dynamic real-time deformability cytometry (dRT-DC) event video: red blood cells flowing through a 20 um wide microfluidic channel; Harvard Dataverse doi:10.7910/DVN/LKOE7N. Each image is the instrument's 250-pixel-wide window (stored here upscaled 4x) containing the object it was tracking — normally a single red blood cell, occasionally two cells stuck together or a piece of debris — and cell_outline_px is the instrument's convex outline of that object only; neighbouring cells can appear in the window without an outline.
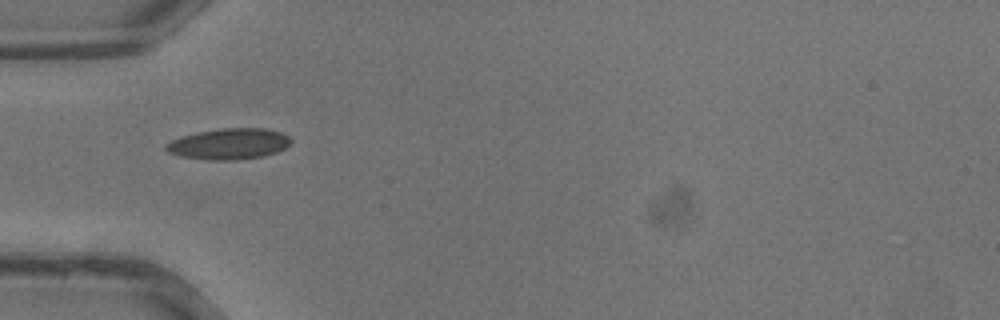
{"species": "common noctule bat (a hibernating species)", "species_latin": "Nyctalus noctula", "temperature_condition": "warm", "stored_images_in_passage": 22, "camera_frame_rate_fps": 3000, "um_per_image_px": 0.085, "animal": {"sex": "male", "body_mass_g": 13.3}, "frame": {"image": 1, "passage_image": 1, "time_ms": 0.0, "image_size_px": [1000, 320], "cell_outline_px": [[292, 144], [276, 152], [264, 156], [236, 160], [208, 160], [180, 156], [168, 152], [164, 148], [164, 144], [172, 140], [196, 132], [220, 128], [264, 128], [280, 132], [288, 136], [292, 140]], "centroid_in_image_um": [19.47, 12.23], "position_along_channel_um": 65.5, "area_um2": 22.66}}
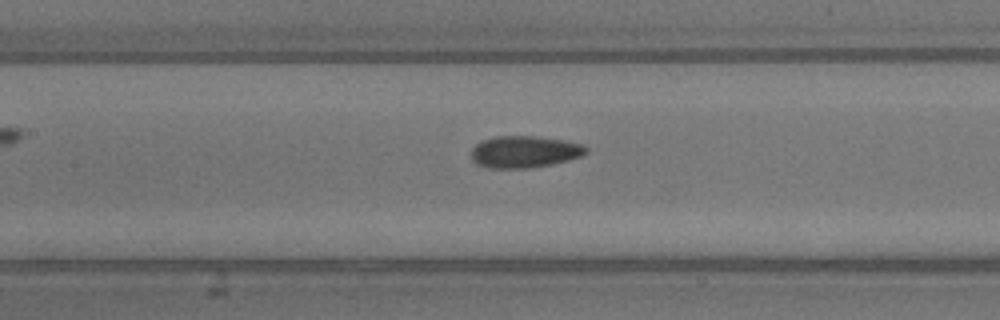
{"frame": {"image": 2, "passage_image": 6, "time_ms": 1.667, "image_size_px": [1000, 320], "cell_outline_px": [[588, 152], [580, 156], [568, 160], [552, 164], [528, 168], [488, 168], [476, 164], [472, 160], [472, 148], [480, 140], [496, 136], [532, 136], [560, 140], [580, 144], [588, 148]], "centroid_in_image_um": [44.53, 12.91], "position_along_channel_um": 162.9, "area_um2": 21.21}}
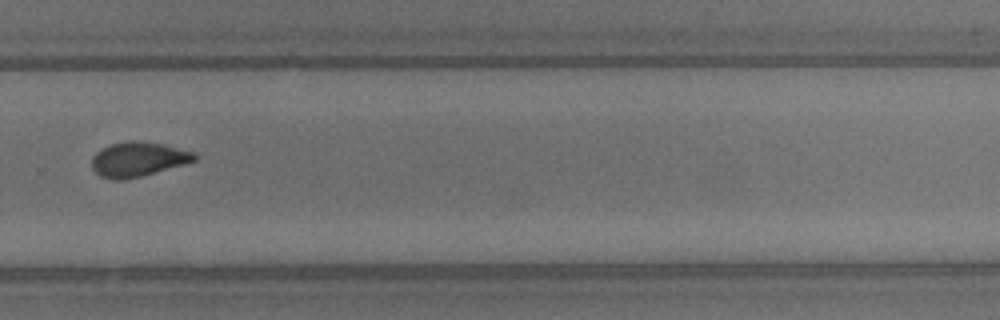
{"frame": {"image": 3, "passage_image": 14, "time_ms": 4.333, "image_size_px": [1000, 320], "cell_outline_px": [[196, 160], [184, 164], [140, 176], [124, 180], [112, 180], [100, 176], [92, 168], [92, 156], [96, 152], [112, 144], [132, 140], [160, 144], [196, 152]], "centroid_in_image_um": [11.72, 13.55], "position_along_channel_um": 318.1, "area_um2": 20.35}}